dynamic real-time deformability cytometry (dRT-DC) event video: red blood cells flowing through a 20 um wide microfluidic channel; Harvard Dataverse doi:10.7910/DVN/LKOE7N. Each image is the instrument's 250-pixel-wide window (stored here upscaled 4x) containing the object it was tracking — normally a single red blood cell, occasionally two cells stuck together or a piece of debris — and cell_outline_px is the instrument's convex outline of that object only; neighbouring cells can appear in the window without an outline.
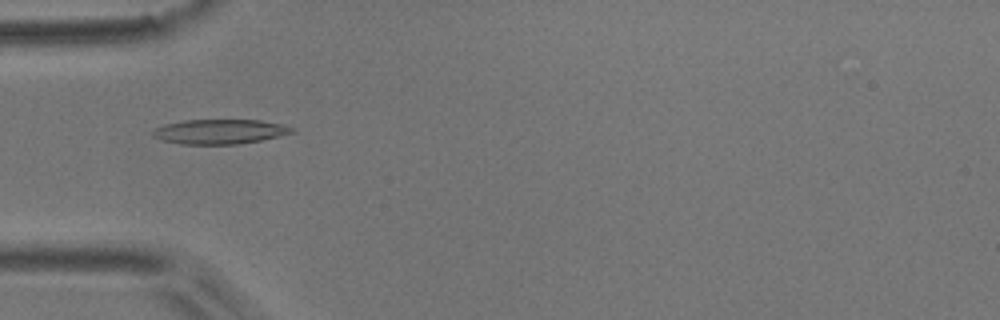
{"species": "common noctule bat (a hibernating species)", "species_latin": "Nyctalus noctula", "temperature_condition": "room temperature", "stored_images_in_passage": 51, "camera_frame_rate_fps": 3000, "um_per_image_px": 0.085, "animal": {"sex": "male", "body_mass_g": 17.9}, "frame": {"image": 1, "passage_image": 16, "time_ms": 5.0, "image_size_px": [1000, 320], "cell_outline_px": [[296, 132], [260, 140], [236, 144], [180, 144], [160, 140], [152, 136], [152, 132], [156, 128], [164, 124], [184, 120], [260, 120], [280, 124], [296, 128]], "centroid_in_image_um": [18.66, 11.18], "position_along_channel_um": 66.3, "area_um2": 20.0}}
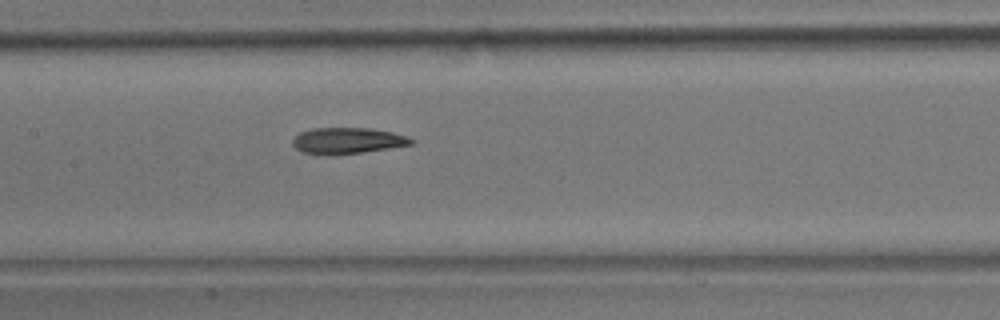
{"frame": {"image": 2, "passage_image": 25, "time_ms": 8.0, "image_size_px": [1000, 320], "cell_outline_px": [[416, 140], [412, 144], [392, 148], [332, 156], [300, 152], [292, 144], [292, 140], [300, 132], [312, 128], [368, 128], [392, 132]], "centroid_in_image_um": [29.5, 11.97], "position_along_channel_um": 177.9, "area_um2": 18.21}}
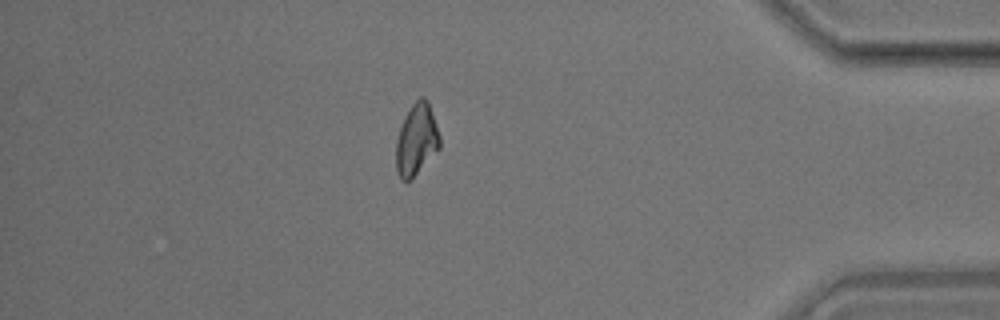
{"frame": {"image": 3, "passage_image": 46, "time_ms": 15.0, "image_size_px": [1000, 320], "cell_outline_px": [[440, 148], [412, 180], [400, 180], [396, 172], [396, 140], [404, 116], [412, 104], [420, 96], [424, 96], [428, 100], [440, 136]], "centroid_in_image_um": [35.4, 11.89], "position_along_channel_um": 399.8, "area_um2": 18.5}, "authors_computed_cell_mechanics": {"area_um2": 18.6116, "velocity_mm_per_s": 3.6978, "shape_relaxation_time_tau1_ms": null, "shape_relaxation_time_tau2_ms": 7.1433, "deformation_change_tau1": null, "deformation_change_tau2": 0.1249}}